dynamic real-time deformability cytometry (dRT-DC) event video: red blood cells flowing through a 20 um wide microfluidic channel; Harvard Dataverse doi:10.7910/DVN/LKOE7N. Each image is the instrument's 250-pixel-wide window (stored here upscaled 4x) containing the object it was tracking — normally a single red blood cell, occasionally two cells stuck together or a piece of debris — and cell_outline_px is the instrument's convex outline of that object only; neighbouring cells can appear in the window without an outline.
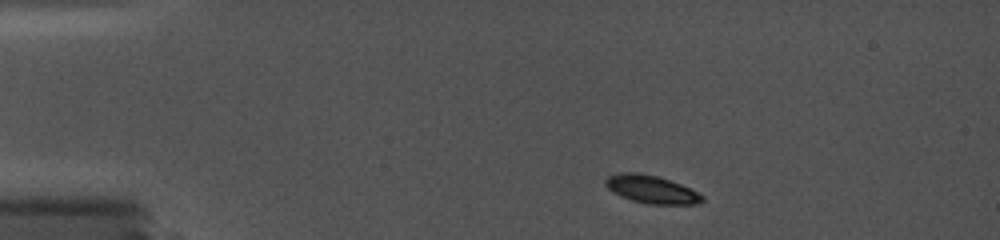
{"species": "common noctule bat (a hibernating species)", "species_latin": "Nyctalus noctula", "temperature_condition": "cold", "stored_images_in_passage": 7, "camera_frame_rate_fps": 5000, "um_per_image_px": 0.085, "animal": {"sex": "female", "body_mass_g": 19.0, "forearm_length_mm": 56.7}, "frame": {"image": 1, "passage_image": 1, "time_ms": 0.0, "image_size_px": [1000, 240], "cell_outline_px": [[704, 200], [700, 204], [648, 204], [632, 200], [620, 196], [612, 192], [604, 184], [604, 180], [608, 176], [620, 172], [640, 172], [656, 176], [680, 184], [704, 196]], "centroid_in_image_um": [55.33, 16.09], "position_along_channel_um": 29.7, "area_um2": 15.72}}
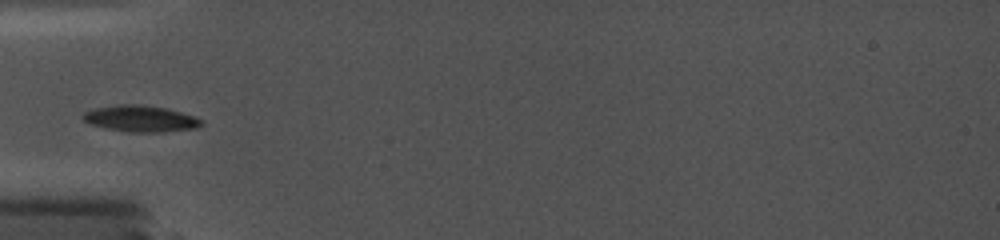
{"frame": {"image": 2, "passage_image": 5, "time_ms": 3.0, "image_size_px": [1000, 240], "cell_outline_px": [[204, 124], [196, 128], [164, 132], [128, 132], [104, 128], [92, 124], [84, 120], [84, 112], [92, 108], [116, 104], [140, 104], [164, 108], [196, 116], [204, 120]], "centroid_in_image_um": [11.98, 10.08], "position_along_channel_um": 73.0, "area_um2": 18.32}}
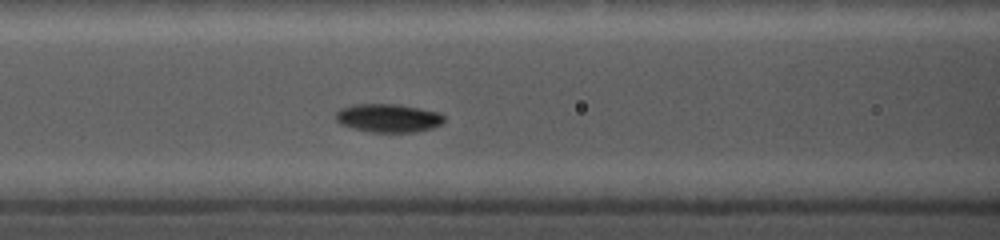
{"frame": {"image": 3, "passage_image": 7, "time_ms": 4.6, "image_size_px": [1000, 240], "cell_outline_px": [[444, 120], [440, 124], [432, 128], [416, 132], [372, 132], [352, 128], [340, 124], [336, 120], [336, 112], [340, 108], [352, 104], [396, 104], [420, 108], [436, 112], [444, 116]], "centroid_in_image_um": [32.97, 10.03], "position_along_channel_um": 133.6, "area_um2": 17.92}}